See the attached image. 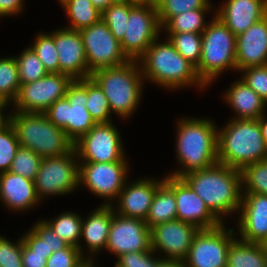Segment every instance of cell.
Masks as SVG:
<instances>
[{
	"label": "cell",
	"mask_w": 267,
	"mask_h": 267,
	"mask_svg": "<svg viewBox=\"0 0 267 267\" xmlns=\"http://www.w3.org/2000/svg\"><path fill=\"white\" fill-rule=\"evenodd\" d=\"M21 256L23 267H46L47 254L34 253L24 243H22Z\"/></svg>",
	"instance_id": "obj_47"
},
{
	"label": "cell",
	"mask_w": 267,
	"mask_h": 267,
	"mask_svg": "<svg viewBox=\"0 0 267 267\" xmlns=\"http://www.w3.org/2000/svg\"><path fill=\"white\" fill-rule=\"evenodd\" d=\"M267 16V0H228L218 17L237 36Z\"/></svg>",
	"instance_id": "obj_22"
},
{
	"label": "cell",
	"mask_w": 267,
	"mask_h": 267,
	"mask_svg": "<svg viewBox=\"0 0 267 267\" xmlns=\"http://www.w3.org/2000/svg\"><path fill=\"white\" fill-rule=\"evenodd\" d=\"M112 216L106 249L118 257L125 253L151 250V229L145 220Z\"/></svg>",
	"instance_id": "obj_15"
},
{
	"label": "cell",
	"mask_w": 267,
	"mask_h": 267,
	"mask_svg": "<svg viewBox=\"0 0 267 267\" xmlns=\"http://www.w3.org/2000/svg\"><path fill=\"white\" fill-rule=\"evenodd\" d=\"M20 148L15 130L7 120L0 126V171H9L12 161Z\"/></svg>",
	"instance_id": "obj_40"
},
{
	"label": "cell",
	"mask_w": 267,
	"mask_h": 267,
	"mask_svg": "<svg viewBox=\"0 0 267 267\" xmlns=\"http://www.w3.org/2000/svg\"><path fill=\"white\" fill-rule=\"evenodd\" d=\"M22 243V238L17 245H14L0 236V267H23Z\"/></svg>",
	"instance_id": "obj_44"
},
{
	"label": "cell",
	"mask_w": 267,
	"mask_h": 267,
	"mask_svg": "<svg viewBox=\"0 0 267 267\" xmlns=\"http://www.w3.org/2000/svg\"><path fill=\"white\" fill-rule=\"evenodd\" d=\"M169 40L176 51L195 67L199 65L201 58V33L182 32L170 33Z\"/></svg>",
	"instance_id": "obj_31"
},
{
	"label": "cell",
	"mask_w": 267,
	"mask_h": 267,
	"mask_svg": "<svg viewBox=\"0 0 267 267\" xmlns=\"http://www.w3.org/2000/svg\"><path fill=\"white\" fill-rule=\"evenodd\" d=\"M208 0H158L156 9L160 26L163 25L174 16H177L185 11L196 9H209Z\"/></svg>",
	"instance_id": "obj_35"
},
{
	"label": "cell",
	"mask_w": 267,
	"mask_h": 267,
	"mask_svg": "<svg viewBox=\"0 0 267 267\" xmlns=\"http://www.w3.org/2000/svg\"><path fill=\"white\" fill-rule=\"evenodd\" d=\"M240 207L241 240L262 243L267 237V195L246 193Z\"/></svg>",
	"instance_id": "obj_21"
},
{
	"label": "cell",
	"mask_w": 267,
	"mask_h": 267,
	"mask_svg": "<svg viewBox=\"0 0 267 267\" xmlns=\"http://www.w3.org/2000/svg\"><path fill=\"white\" fill-rule=\"evenodd\" d=\"M85 107L96 123L110 122L108 118L111 112L109 101L103 90L91 77L87 78V102Z\"/></svg>",
	"instance_id": "obj_33"
},
{
	"label": "cell",
	"mask_w": 267,
	"mask_h": 267,
	"mask_svg": "<svg viewBox=\"0 0 267 267\" xmlns=\"http://www.w3.org/2000/svg\"><path fill=\"white\" fill-rule=\"evenodd\" d=\"M113 3H133L132 0H112Z\"/></svg>",
	"instance_id": "obj_55"
},
{
	"label": "cell",
	"mask_w": 267,
	"mask_h": 267,
	"mask_svg": "<svg viewBox=\"0 0 267 267\" xmlns=\"http://www.w3.org/2000/svg\"><path fill=\"white\" fill-rule=\"evenodd\" d=\"M158 0H132L135 4H150L156 6Z\"/></svg>",
	"instance_id": "obj_54"
},
{
	"label": "cell",
	"mask_w": 267,
	"mask_h": 267,
	"mask_svg": "<svg viewBox=\"0 0 267 267\" xmlns=\"http://www.w3.org/2000/svg\"><path fill=\"white\" fill-rule=\"evenodd\" d=\"M223 227L220 224L212 229H199L184 260L186 267H226L229 246L234 239L233 230Z\"/></svg>",
	"instance_id": "obj_13"
},
{
	"label": "cell",
	"mask_w": 267,
	"mask_h": 267,
	"mask_svg": "<svg viewBox=\"0 0 267 267\" xmlns=\"http://www.w3.org/2000/svg\"><path fill=\"white\" fill-rule=\"evenodd\" d=\"M164 182L174 191L178 220L195 225L198 229H212L222 224L182 178L169 176Z\"/></svg>",
	"instance_id": "obj_16"
},
{
	"label": "cell",
	"mask_w": 267,
	"mask_h": 267,
	"mask_svg": "<svg viewBox=\"0 0 267 267\" xmlns=\"http://www.w3.org/2000/svg\"><path fill=\"white\" fill-rule=\"evenodd\" d=\"M258 123L261 128L262 137L264 139L265 146L267 148V120L265 121V118L263 115H261L258 118Z\"/></svg>",
	"instance_id": "obj_52"
},
{
	"label": "cell",
	"mask_w": 267,
	"mask_h": 267,
	"mask_svg": "<svg viewBox=\"0 0 267 267\" xmlns=\"http://www.w3.org/2000/svg\"><path fill=\"white\" fill-rule=\"evenodd\" d=\"M241 176L246 193L267 195V159L245 166Z\"/></svg>",
	"instance_id": "obj_38"
},
{
	"label": "cell",
	"mask_w": 267,
	"mask_h": 267,
	"mask_svg": "<svg viewBox=\"0 0 267 267\" xmlns=\"http://www.w3.org/2000/svg\"><path fill=\"white\" fill-rule=\"evenodd\" d=\"M47 245L49 252H56L65 249L69 244L60 239L55 232L47 225Z\"/></svg>",
	"instance_id": "obj_48"
},
{
	"label": "cell",
	"mask_w": 267,
	"mask_h": 267,
	"mask_svg": "<svg viewBox=\"0 0 267 267\" xmlns=\"http://www.w3.org/2000/svg\"><path fill=\"white\" fill-rule=\"evenodd\" d=\"M208 9L185 11L171 17L164 25L169 33L193 32L201 33L206 29L203 14Z\"/></svg>",
	"instance_id": "obj_34"
},
{
	"label": "cell",
	"mask_w": 267,
	"mask_h": 267,
	"mask_svg": "<svg viewBox=\"0 0 267 267\" xmlns=\"http://www.w3.org/2000/svg\"><path fill=\"white\" fill-rule=\"evenodd\" d=\"M4 106L6 107V104L0 99V112L4 108Z\"/></svg>",
	"instance_id": "obj_58"
},
{
	"label": "cell",
	"mask_w": 267,
	"mask_h": 267,
	"mask_svg": "<svg viewBox=\"0 0 267 267\" xmlns=\"http://www.w3.org/2000/svg\"><path fill=\"white\" fill-rule=\"evenodd\" d=\"M198 231L195 225L178 219L158 224L151 228V248L164 250L168 260L184 261Z\"/></svg>",
	"instance_id": "obj_18"
},
{
	"label": "cell",
	"mask_w": 267,
	"mask_h": 267,
	"mask_svg": "<svg viewBox=\"0 0 267 267\" xmlns=\"http://www.w3.org/2000/svg\"><path fill=\"white\" fill-rule=\"evenodd\" d=\"M177 219L174 191L163 182L156 190L145 219L147 226H153Z\"/></svg>",
	"instance_id": "obj_28"
},
{
	"label": "cell",
	"mask_w": 267,
	"mask_h": 267,
	"mask_svg": "<svg viewBox=\"0 0 267 267\" xmlns=\"http://www.w3.org/2000/svg\"><path fill=\"white\" fill-rule=\"evenodd\" d=\"M157 267H186L184 261L163 259Z\"/></svg>",
	"instance_id": "obj_50"
},
{
	"label": "cell",
	"mask_w": 267,
	"mask_h": 267,
	"mask_svg": "<svg viewBox=\"0 0 267 267\" xmlns=\"http://www.w3.org/2000/svg\"><path fill=\"white\" fill-rule=\"evenodd\" d=\"M80 33L91 74L99 69L123 65L130 60L123 52L120 41L102 19L81 29Z\"/></svg>",
	"instance_id": "obj_9"
},
{
	"label": "cell",
	"mask_w": 267,
	"mask_h": 267,
	"mask_svg": "<svg viewBox=\"0 0 267 267\" xmlns=\"http://www.w3.org/2000/svg\"><path fill=\"white\" fill-rule=\"evenodd\" d=\"M110 204L100 206L87 221H82L81 236L85 238L91 252L106 247L114 210Z\"/></svg>",
	"instance_id": "obj_26"
},
{
	"label": "cell",
	"mask_w": 267,
	"mask_h": 267,
	"mask_svg": "<svg viewBox=\"0 0 267 267\" xmlns=\"http://www.w3.org/2000/svg\"><path fill=\"white\" fill-rule=\"evenodd\" d=\"M75 155L78 154L74 148L67 154L42 159L34 179L38 199L47 194H67L79 185V165L73 160Z\"/></svg>",
	"instance_id": "obj_11"
},
{
	"label": "cell",
	"mask_w": 267,
	"mask_h": 267,
	"mask_svg": "<svg viewBox=\"0 0 267 267\" xmlns=\"http://www.w3.org/2000/svg\"><path fill=\"white\" fill-rule=\"evenodd\" d=\"M262 247L267 250V237L264 239V241L261 243Z\"/></svg>",
	"instance_id": "obj_57"
},
{
	"label": "cell",
	"mask_w": 267,
	"mask_h": 267,
	"mask_svg": "<svg viewBox=\"0 0 267 267\" xmlns=\"http://www.w3.org/2000/svg\"><path fill=\"white\" fill-rule=\"evenodd\" d=\"M135 64L136 60H129L120 66L94 71L90 76L103 90L110 110L121 117L134 112L141 96L142 72Z\"/></svg>",
	"instance_id": "obj_6"
},
{
	"label": "cell",
	"mask_w": 267,
	"mask_h": 267,
	"mask_svg": "<svg viewBox=\"0 0 267 267\" xmlns=\"http://www.w3.org/2000/svg\"><path fill=\"white\" fill-rule=\"evenodd\" d=\"M54 232L55 234L69 245H73L79 248L80 253L81 246L78 241L81 236V228H82V218L79 215L74 213H64L60 215L54 221H44Z\"/></svg>",
	"instance_id": "obj_30"
},
{
	"label": "cell",
	"mask_w": 267,
	"mask_h": 267,
	"mask_svg": "<svg viewBox=\"0 0 267 267\" xmlns=\"http://www.w3.org/2000/svg\"><path fill=\"white\" fill-rule=\"evenodd\" d=\"M160 28L156 6L135 4L129 13L121 48L130 60H139L148 47L158 40Z\"/></svg>",
	"instance_id": "obj_10"
},
{
	"label": "cell",
	"mask_w": 267,
	"mask_h": 267,
	"mask_svg": "<svg viewBox=\"0 0 267 267\" xmlns=\"http://www.w3.org/2000/svg\"><path fill=\"white\" fill-rule=\"evenodd\" d=\"M19 80L21 84L37 81L46 76L48 72L35 51L30 47L16 58Z\"/></svg>",
	"instance_id": "obj_37"
},
{
	"label": "cell",
	"mask_w": 267,
	"mask_h": 267,
	"mask_svg": "<svg viewBox=\"0 0 267 267\" xmlns=\"http://www.w3.org/2000/svg\"><path fill=\"white\" fill-rule=\"evenodd\" d=\"M42 61L48 73H59L58 53L54 44L53 34H40L31 47Z\"/></svg>",
	"instance_id": "obj_41"
},
{
	"label": "cell",
	"mask_w": 267,
	"mask_h": 267,
	"mask_svg": "<svg viewBox=\"0 0 267 267\" xmlns=\"http://www.w3.org/2000/svg\"><path fill=\"white\" fill-rule=\"evenodd\" d=\"M152 249L141 252H130L119 256L116 267H157L163 259L152 258ZM151 255V256H150Z\"/></svg>",
	"instance_id": "obj_46"
},
{
	"label": "cell",
	"mask_w": 267,
	"mask_h": 267,
	"mask_svg": "<svg viewBox=\"0 0 267 267\" xmlns=\"http://www.w3.org/2000/svg\"><path fill=\"white\" fill-rule=\"evenodd\" d=\"M201 58L196 67L197 74L207 85L222 70L236 66V36L218 18L202 32Z\"/></svg>",
	"instance_id": "obj_7"
},
{
	"label": "cell",
	"mask_w": 267,
	"mask_h": 267,
	"mask_svg": "<svg viewBox=\"0 0 267 267\" xmlns=\"http://www.w3.org/2000/svg\"><path fill=\"white\" fill-rule=\"evenodd\" d=\"M0 173V197L7 206L23 210L38 203L33 180L9 171Z\"/></svg>",
	"instance_id": "obj_24"
},
{
	"label": "cell",
	"mask_w": 267,
	"mask_h": 267,
	"mask_svg": "<svg viewBox=\"0 0 267 267\" xmlns=\"http://www.w3.org/2000/svg\"><path fill=\"white\" fill-rule=\"evenodd\" d=\"M164 182H155L152 180H138V182L124 186L119 193L120 207L119 215L128 218H138L145 220L153 196L157 188Z\"/></svg>",
	"instance_id": "obj_23"
},
{
	"label": "cell",
	"mask_w": 267,
	"mask_h": 267,
	"mask_svg": "<svg viewBox=\"0 0 267 267\" xmlns=\"http://www.w3.org/2000/svg\"><path fill=\"white\" fill-rule=\"evenodd\" d=\"M118 131L111 122L96 123L85 135L74 143L77 156L85 162H126Z\"/></svg>",
	"instance_id": "obj_14"
},
{
	"label": "cell",
	"mask_w": 267,
	"mask_h": 267,
	"mask_svg": "<svg viewBox=\"0 0 267 267\" xmlns=\"http://www.w3.org/2000/svg\"><path fill=\"white\" fill-rule=\"evenodd\" d=\"M209 120L187 119L179 123L177 154L186 169L174 172L172 177L203 170L218 162V132Z\"/></svg>",
	"instance_id": "obj_3"
},
{
	"label": "cell",
	"mask_w": 267,
	"mask_h": 267,
	"mask_svg": "<svg viewBox=\"0 0 267 267\" xmlns=\"http://www.w3.org/2000/svg\"><path fill=\"white\" fill-rule=\"evenodd\" d=\"M22 0H0V15H11L21 11Z\"/></svg>",
	"instance_id": "obj_49"
},
{
	"label": "cell",
	"mask_w": 267,
	"mask_h": 267,
	"mask_svg": "<svg viewBox=\"0 0 267 267\" xmlns=\"http://www.w3.org/2000/svg\"><path fill=\"white\" fill-rule=\"evenodd\" d=\"M267 65V16L236 36L238 70Z\"/></svg>",
	"instance_id": "obj_20"
},
{
	"label": "cell",
	"mask_w": 267,
	"mask_h": 267,
	"mask_svg": "<svg viewBox=\"0 0 267 267\" xmlns=\"http://www.w3.org/2000/svg\"><path fill=\"white\" fill-rule=\"evenodd\" d=\"M135 3H112L101 14V19L108 26L113 36L121 41L125 35L130 9Z\"/></svg>",
	"instance_id": "obj_36"
},
{
	"label": "cell",
	"mask_w": 267,
	"mask_h": 267,
	"mask_svg": "<svg viewBox=\"0 0 267 267\" xmlns=\"http://www.w3.org/2000/svg\"><path fill=\"white\" fill-rule=\"evenodd\" d=\"M7 120L13 126L20 147L31 149L42 158L56 157L74 149L73 141L44 113H14Z\"/></svg>",
	"instance_id": "obj_4"
},
{
	"label": "cell",
	"mask_w": 267,
	"mask_h": 267,
	"mask_svg": "<svg viewBox=\"0 0 267 267\" xmlns=\"http://www.w3.org/2000/svg\"><path fill=\"white\" fill-rule=\"evenodd\" d=\"M182 179L220 220V214L238 210L242 201L241 170L222 163L186 174ZM242 195V196H241Z\"/></svg>",
	"instance_id": "obj_1"
},
{
	"label": "cell",
	"mask_w": 267,
	"mask_h": 267,
	"mask_svg": "<svg viewBox=\"0 0 267 267\" xmlns=\"http://www.w3.org/2000/svg\"><path fill=\"white\" fill-rule=\"evenodd\" d=\"M226 267H267V252L261 243L234 239L229 246Z\"/></svg>",
	"instance_id": "obj_27"
},
{
	"label": "cell",
	"mask_w": 267,
	"mask_h": 267,
	"mask_svg": "<svg viewBox=\"0 0 267 267\" xmlns=\"http://www.w3.org/2000/svg\"><path fill=\"white\" fill-rule=\"evenodd\" d=\"M73 79L62 73H48L34 82L20 85L14 103L19 112L44 113L55 101L65 97Z\"/></svg>",
	"instance_id": "obj_12"
},
{
	"label": "cell",
	"mask_w": 267,
	"mask_h": 267,
	"mask_svg": "<svg viewBox=\"0 0 267 267\" xmlns=\"http://www.w3.org/2000/svg\"><path fill=\"white\" fill-rule=\"evenodd\" d=\"M79 166V183H84L89 190L110 200L124 187L127 173L126 162H83Z\"/></svg>",
	"instance_id": "obj_17"
},
{
	"label": "cell",
	"mask_w": 267,
	"mask_h": 267,
	"mask_svg": "<svg viewBox=\"0 0 267 267\" xmlns=\"http://www.w3.org/2000/svg\"><path fill=\"white\" fill-rule=\"evenodd\" d=\"M227 92L225 97L237 111V119H258L263 114L265 100L243 80L236 81Z\"/></svg>",
	"instance_id": "obj_25"
},
{
	"label": "cell",
	"mask_w": 267,
	"mask_h": 267,
	"mask_svg": "<svg viewBox=\"0 0 267 267\" xmlns=\"http://www.w3.org/2000/svg\"><path fill=\"white\" fill-rule=\"evenodd\" d=\"M22 239L34 253L47 254V258L53 253L49 252L47 245V224L44 221L37 223Z\"/></svg>",
	"instance_id": "obj_42"
},
{
	"label": "cell",
	"mask_w": 267,
	"mask_h": 267,
	"mask_svg": "<svg viewBox=\"0 0 267 267\" xmlns=\"http://www.w3.org/2000/svg\"><path fill=\"white\" fill-rule=\"evenodd\" d=\"M142 74L153 82L169 88H178L189 83L198 82L200 87L205 84L199 78L196 67L183 58L168 40L158 44L156 40L140 57ZM147 75V76H146Z\"/></svg>",
	"instance_id": "obj_5"
},
{
	"label": "cell",
	"mask_w": 267,
	"mask_h": 267,
	"mask_svg": "<svg viewBox=\"0 0 267 267\" xmlns=\"http://www.w3.org/2000/svg\"><path fill=\"white\" fill-rule=\"evenodd\" d=\"M86 102L87 78L73 80L65 97L55 101L44 114L75 143L96 124Z\"/></svg>",
	"instance_id": "obj_8"
},
{
	"label": "cell",
	"mask_w": 267,
	"mask_h": 267,
	"mask_svg": "<svg viewBox=\"0 0 267 267\" xmlns=\"http://www.w3.org/2000/svg\"><path fill=\"white\" fill-rule=\"evenodd\" d=\"M76 267H94L91 259H82Z\"/></svg>",
	"instance_id": "obj_53"
},
{
	"label": "cell",
	"mask_w": 267,
	"mask_h": 267,
	"mask_svg": "<svg viewBox=\"0 0 267 267\" xmlns=\"http://www.w3.org/2000/svg\"><path fill=\"white\" fill-rule=\"evenodd\" d=\"M71 18V26L67 29L80 31L101 19V12L97 10L91 0H60Z\"/></svg>",
	"instance_id": "obj_29"
},
{
	"label": "cell",
	"mask_w": 267,
	"mask_h": 267,
	"mask_svg": "<svg viewBox=\"0 0 267 267\" xmlns=\"http://www.w3.org/2000/svg\"><path fill=\"white\" fill-rule=\"evenodd\" d=\"M243 81L267 102V65L243 69Z\"/></svg>",
	"instance_id": "obj_43"
},
{
	"label": "cell",
	"mask_w": 267,
	"mask_h": 267,
	"mask_svg": "<svg viewBox=\"0 0 267 267\" xmlns=\"http://www.w3.org/2000/svg\"><path fill=\"white\" fill-rule=\"evenodd\" d=\"M6 121L7 119H4L3 115L0 112V126L3 125Z\"/></svg>",
	"instance_id": "obj_56"
},
{
	"label": "cell",
	"mask_w": 267,
	"mask_h": 267,
	"mask_svg": "<svg viewBox=\"0 0 267 267\" xmlns=\"http://www.w3.org/2000/svg\"><path fill=\"white\" fill-rule=\"evenodd\" d=\"M20 85L16 59H0V99L5 104H8L9 99L15 101Z\"/></svg>",
	"instance_id": "obj_32"
},
{
	"label": "cell",
	"mask_w": 267,
	"mask_h": 267,
	"mask_svg": "<svg viewBox=\"0 0 267 267\" xmlns=\"http://www.w3.org/2000/svg\"><path fill=\"white\" fill-rule=\"evenodd\" d=\"M92 5L101 13L107 9L112 3V0H91Z\"/></svg>",
	"instance_id": "obj_51"
},
{
	"label": "cell",
	"mask_w": 267,
	"mask_h": 267,
	"mask_svg": "<svg viewBox=\"0 0 267 267\" xmlns=\"http://www.w3.org/2000/svg\"><path fill=\"white\" fill-rule=\"evenodd\" d=\"M84 259L78 247L68 245L65 249L53 252L47 260L46 267H76Z\"/></svg>",
	"instance_id": "obj_45"
},
{
	"label": "cell",
	"mask_w": 267,
	"mask_h": 267,
	"mask_svg": "<svg viewBox=\"0 0 267 267\" xmlns=\"http://www.w3.org/2000/svg\"><path fill=\"white\" fill-rule=\"evenodd\" d=\"M54 44L58 53L59 73L66 74L73 80L91 76L80 31L60 29L54 32Z\"/></svg>",
	"instance_id": "obj_19"
},
{
	"label": "cell",
	"mask_w": 267,
	"mask_h": 267,
	"mask_svg": "<svg viewBox=\"0 0 267 267\" xmlns=\"http://www.w3.org/2000/svg\"><path fill=\"white\" fill-rule=\"evenodd\" d=\"M267 159V148L258 119H233L218 132V162L242 170Z\"/></svg>",
	"instance_id": "obj_2"
},
{
	"label": "cell",
	"mask_w": 267,
	"mask_h": 267,
	"mask_svg": "<svg viewBox=\"0 0 267 267\" xmlns=\"http://www.w3.org/2000/svg\"><path fill=\"white\" fill-rule=\"evenodd\" d=\"M42 159L31 149L20 147L12 161L9 172L34 181Z\"/></svg>",
	"instance_id": "obj_39"
}]
</instances>
